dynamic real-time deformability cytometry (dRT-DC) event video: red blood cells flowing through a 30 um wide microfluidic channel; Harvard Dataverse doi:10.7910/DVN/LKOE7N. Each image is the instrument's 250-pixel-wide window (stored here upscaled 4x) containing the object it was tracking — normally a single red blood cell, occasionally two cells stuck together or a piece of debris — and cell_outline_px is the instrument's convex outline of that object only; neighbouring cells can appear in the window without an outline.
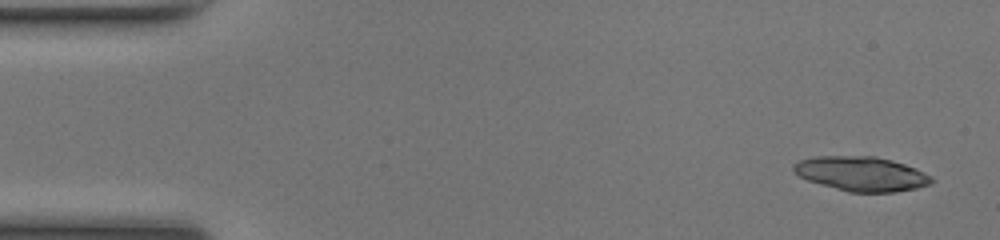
{"species": "common noctule bat (a hibernating species)", "species_latin": "Nyctalus noctula", "temperature_condition": "room temperature", "stored_images_in_passage": 27, "camera_frame_rate_fps": 3000, "um_per_image_px": 0.085, "animal": {"sex": "female", "body_mass_g": 17.0, "forearm_length_mm": 48.0}, "frame": {"image": 1, "passage_image": 1, "time_ms": 0.0, "image_size_px": [1000, 240], "cell_outline_px": [[936, 180], [932, 184], [916, 188], [896, 192], [848, 192], [820, 184], [808, 180], [792, 172], [792, 164], [800, 160], [816, 156], [876, 156], [892, 160], [916, 168], [932, 176]], "centroid_in_image_um": [73.24, 14.77], "position_along_channel_um": 11.8, "area_um2": 27.98}}
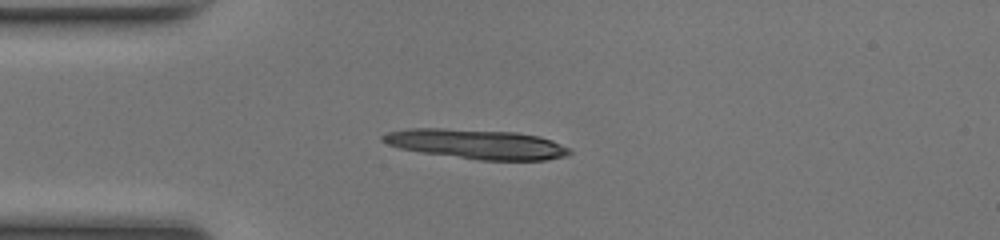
{"frame": {"image": 2, "passage_image": 11, "time_ms": 3.333, "image_size_px": [1000, 240], "cell_outline_px": [[572, 152], [568, 156], [548, 160], [480, 160], [420, 152], [400, 148], [388, 144], [380, 140], [380, 136], [388, 132], [408, 128], [440, 128], [516, 132], [540, 136], [552, 140], [568, 148]], "centroid_in_image_um": [40.51, 12.24], "position_along_channel_um": 44.5, "area_um2": 32.37}}